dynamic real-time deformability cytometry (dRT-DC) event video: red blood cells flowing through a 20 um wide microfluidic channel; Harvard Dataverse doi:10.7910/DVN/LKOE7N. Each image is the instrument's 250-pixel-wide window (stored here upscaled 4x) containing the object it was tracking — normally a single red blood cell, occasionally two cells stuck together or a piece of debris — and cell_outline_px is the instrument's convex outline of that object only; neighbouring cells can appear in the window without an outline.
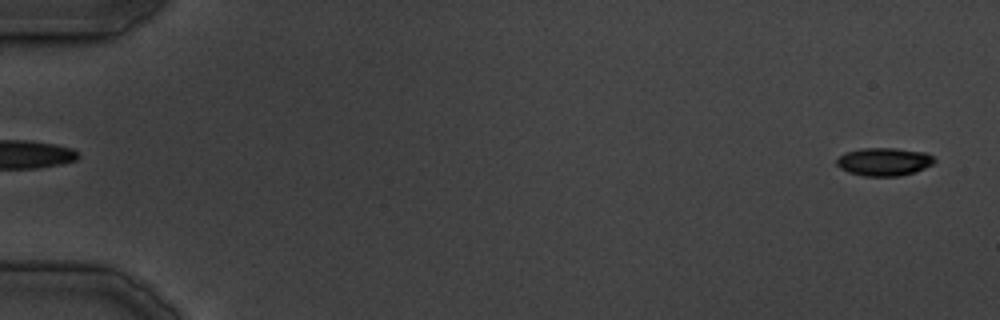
{"species": "common noctule bat (a hibernating species)", "species_latin": "Nyctalus noctula", "temperature_condition": "cold", "stored_images_in_passage": 44, "camera_frame_rate_fps": 3000, "um_per_image_px": 0.085, "animal": {"sex": "male", "body_mass_g": 19.5, "forearm_length_mm": 54.6}, "frame": {"image": 1, "passage_image": 1, "time_ms": 0.0, "image_size_px": [1000, 320], "cell_outline_px": [[936, 160], [932, 164], [924, 168], [900, 176], [864, 176], [848, 172], [840, 168], [836, 164], [836, 160], [844, 152], [860, 148], [896, 148], [928, 152]], "centroid_in_image_um": [75.13, 13.73], "position_along_channel_um": 9.9, "area_um2": 16.07}}